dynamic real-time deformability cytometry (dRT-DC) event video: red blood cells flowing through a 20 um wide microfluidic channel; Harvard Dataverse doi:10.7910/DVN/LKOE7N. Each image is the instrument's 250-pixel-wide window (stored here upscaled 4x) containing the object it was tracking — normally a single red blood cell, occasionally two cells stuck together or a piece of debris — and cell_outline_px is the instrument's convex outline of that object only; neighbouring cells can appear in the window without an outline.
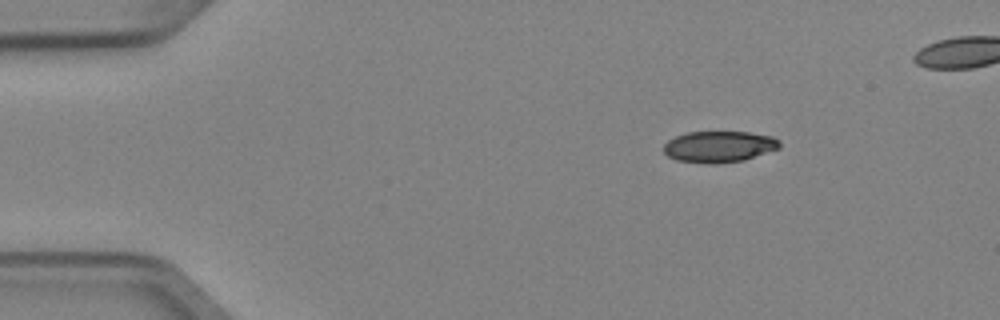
{"species": "Egyptian fruit bat (a non-hibernating species)", "species_latin": "Rousettus aegyptiacus", "temperature_condition": "cold", "stored_images_in_passage": 3, "camera_frame_rate_fps": 3000, "um_per_image_px": 0.085, "animal": {"sex": "female"}, "frame": {"image": 1, "passage_image": 1, "time_ms": 0.0, "image_size_px": [1000, 320], "cell_outline_px": [[780, 148], [744, 160], [676, 160], [668, 156], [664, 152], [664, 144], [668, 140], [676, 136], [688, 132], [748, 132], [772, 136], [780, 140]], "centroid_in_image_um": [61.16, 12.4], "position_along_channel_um": 23.8, "area_um2": 20.11}}